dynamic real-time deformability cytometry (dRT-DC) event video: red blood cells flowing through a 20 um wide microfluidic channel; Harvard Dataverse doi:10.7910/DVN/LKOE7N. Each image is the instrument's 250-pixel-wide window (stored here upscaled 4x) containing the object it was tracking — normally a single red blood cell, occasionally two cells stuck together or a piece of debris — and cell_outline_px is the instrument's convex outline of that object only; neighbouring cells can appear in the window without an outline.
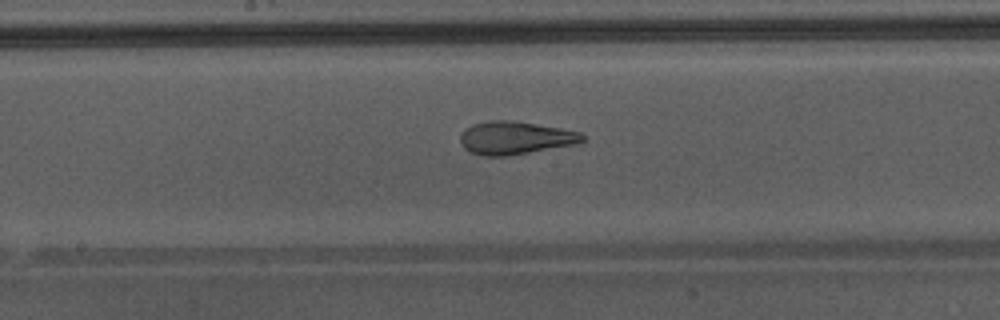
{"species": "Egyptian fruit bat (a non-hibernating species)", "species_latin": "Rousettus aegyptiacus", "temperature_condition": "warm", "stored_images_in_passage": 50, "camera_frame_rate_fps": 3000, "um_per_image_px": 0.085, "animal": {"sex": "male"}, "frame": {"image": 1, "passage_image": 29, "time_ms": 9.333, "image_size_px": [1000, 320], "cell_outline_px": [[584, 140], [576, 144], [508, 156], [484, 156], [472, 152], [464, 148], [460, 140], [460, 136], [464, 128], [472, 124], [488, 120], [512, 120], [560, 128], [580, 132], [584, 136]], "centroid_in_image_um": [43.77, 11.71], "position_along_channel_um": 204.4, "area_um2": 23.47}, "authors_computed_cell_mechanics": {"area_um2": 28.2064, "velocity_mm_per_s": 4.3541, "shape_relaxation_time_tau1_ms": 10.48, "shape_relaxation_time_tau2_ms": 1.2226, "deformation_change_tau1": 0.3142, "deformation_change_tau2": 0.1011}}